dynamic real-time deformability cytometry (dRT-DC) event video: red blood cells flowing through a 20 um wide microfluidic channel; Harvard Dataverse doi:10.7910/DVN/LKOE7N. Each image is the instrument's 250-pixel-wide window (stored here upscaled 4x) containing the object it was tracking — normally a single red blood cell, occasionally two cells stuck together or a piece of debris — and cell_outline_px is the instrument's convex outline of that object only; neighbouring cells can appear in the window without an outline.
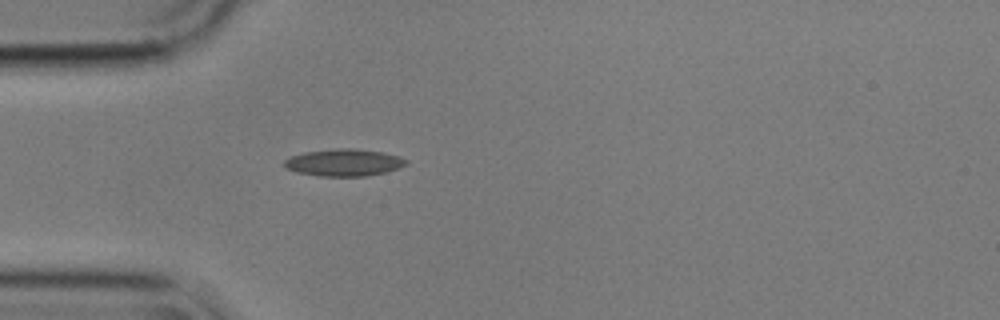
{"species": "common noctule bat (a hibernating species)", "species_latin": "Nyctalus noctula", "temperature_condition": "cold", "stored_images_in_passage": 41, "camera_frame_rate_fps": 3000, "um_per_image_px": 0.085, "animal": {"sex": "male", "body_mass_g": 17.9}, "frame": {"image": 1, "passage_image": 1, "time_ms": 0.0, "image_size_px": [1000, 320], "cell_outline_px": [[408, 164], [400, 168], [384, 172], [364, 176], [320, 176], [296, 172], [284, 168], [284, 160], [292, 156], [304, 152], [332, 148], [356, 148], [384, 152], [400, 156], [408, 160]], "centroid_in_image_um": [29.25, 13.8], "position_along_channel_um": 55.8, "area_um2": 19.48}}
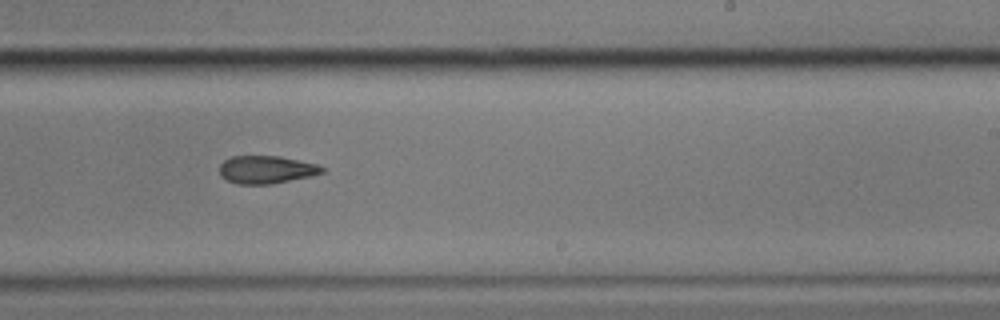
{"frame": {"image": 2, "passage_image": 19, "time_ms": 6.0, "image_size_px": [1000, 320], "cell_outline_px": [[324, 172], [312, 176], [272, 184], [236, 184], [220, 176], [220, 164], [224, 160], [232, 156], [280, 156], [316, 164], [324, 168]], "centroid_in_image_um": [22.63, 14.42], "position_along_channel_um": 266.4, "area_um2": 16.65}}
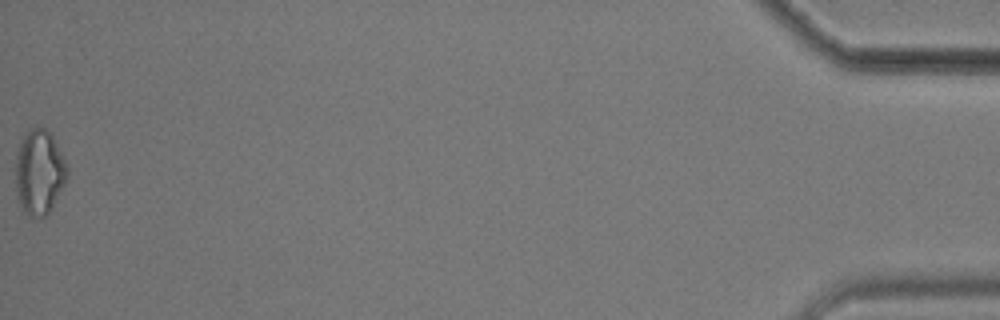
{"frame": {"image": 3, "passage_image": 41, "time_ms": 13.333, "image_size_px": [1000, 320], "cell_outline_px": [[68, 176], [64, 184], [48, 212], [44, 216], [28, 216], [24, 212], [20, 204], [16, 192], [16, 156], [20, 144], [24, 136], [32, 128], [44, 128], [52, 136], [68, 168]], "centroid_in_image_um": [3.33, 14.65], "position_along_channel_um": 431.9, "area_um2": 24.85}}